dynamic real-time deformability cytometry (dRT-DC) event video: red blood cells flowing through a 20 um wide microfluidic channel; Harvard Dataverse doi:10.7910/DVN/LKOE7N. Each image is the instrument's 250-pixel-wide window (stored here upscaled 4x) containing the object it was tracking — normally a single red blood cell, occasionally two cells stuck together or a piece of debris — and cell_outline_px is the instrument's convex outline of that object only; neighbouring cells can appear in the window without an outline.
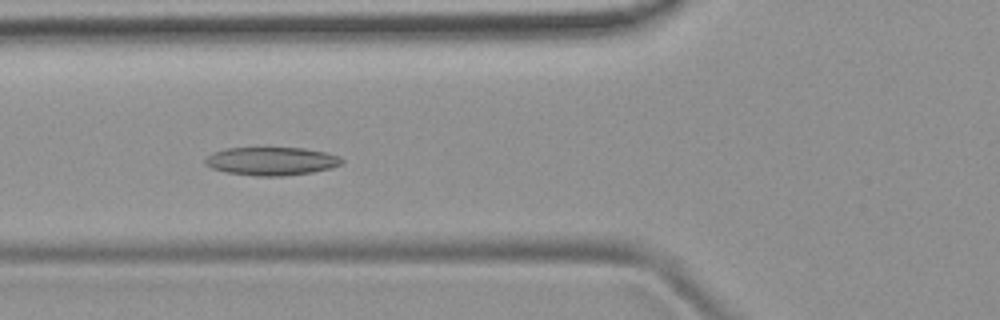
{"species": "common noctule bat (a hibernating species)", "species_latin": "Nyctalus noctula", "temperature_condition": "room temperature", "stored_images_in_passage": 40, "camera_frame_rate_fps": 3000, "um_per_image_px": 0.085, "animal": {"sex": "female", "body_mass_g": 19.9}, "frame": {"image": 1, "passage_image": 11, "time_ms": 3.333, "image_size_px": [1000, 320], "cell_outline_px": [[344, 164], [312, 172], [284, 176], [256, 176], [224, 172], [212, 168], [204, 164], [204, 160], [212, 152], [224, 148], [304, 148], [324, 152], [340, 156], [344, 160]], "centroid_in_image_um": [23.05, 13.7], "position_along_channel_um": 102.7, "area_um2": 22.6}}
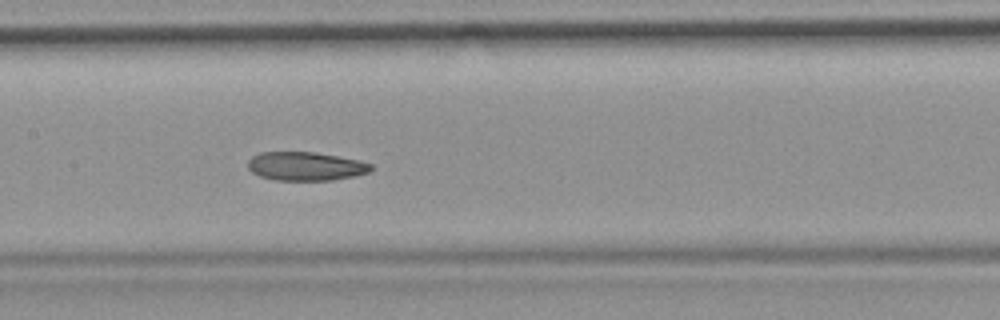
{"frame": {"image": 2, "passage_image": 17, "time_ms": 5.333, "image_size_px": [1000, 320], "cell_outline_px": [[372, 168], [368, 172], [356, 176], [332, 180], [276, 180], [260, 176], [252, 172], [248, 168], [248, 160], [252, 156], [260, 152], [316, 152], [360, 160], [372, 164]], "centroid_in_image_um": [25.99, 14.12], "position_along_channel_um": 181.4, "area_um2": 20.63}}
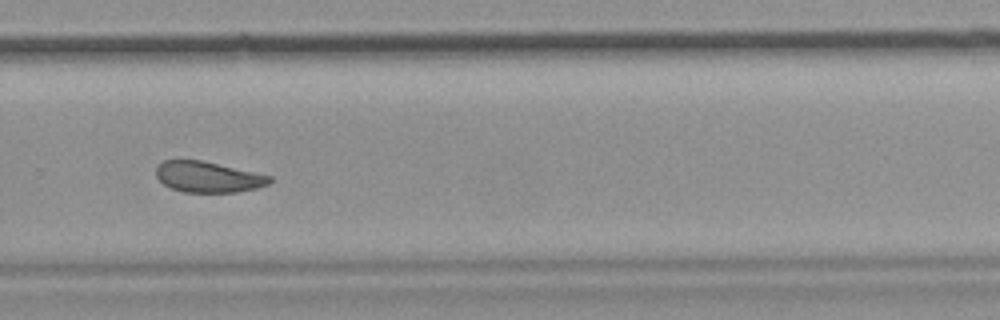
{"frame": {"image": 3, "passage_image": 27, "time_ms": 8.667, "image_size_px": [1000, 320], "cell_outline_px": [[272, 180], [268, 184], [256, 188], [236, 192], [184, 192], [172, 188], [164, 184], [156, 176], [156, 168], [164, 160], [200, 160], [272, 176]], "centroid_in_image_um": [17.68, 15.04], "position_along_channel_um": 312.1, "area_um2": 20.11}, "authors_computed_cell_mechanics": {"area_um2": 21.8773, "velocity_mm_per_s": 3.9318, "shape_relaxation_time_tau1_ms": 6.6122, "shape_relaxation_time_tau2_ms": 3.7317, "deformation_change_tau1": 0.1357, "deformation_change_tau2": 0.0925}}